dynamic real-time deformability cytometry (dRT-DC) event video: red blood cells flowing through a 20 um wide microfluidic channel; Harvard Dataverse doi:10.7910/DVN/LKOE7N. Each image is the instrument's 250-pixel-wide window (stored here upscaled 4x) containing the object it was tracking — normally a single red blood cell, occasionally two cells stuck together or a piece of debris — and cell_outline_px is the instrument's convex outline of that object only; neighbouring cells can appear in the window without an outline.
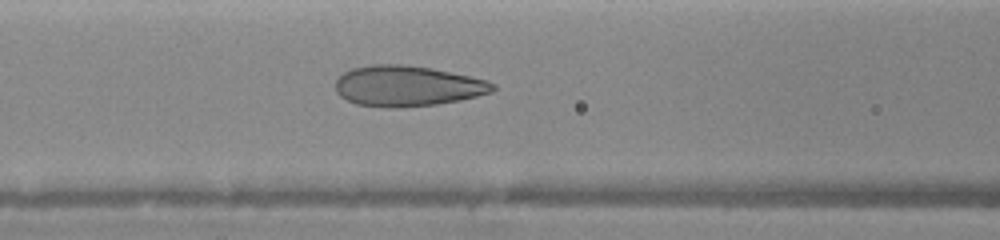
{"species": "human", "species_latin": "Homo sapiens", "temperature_condition": "warm", "stored_images_in_passage": 12, "camera_frame_rate_fps": 3000, "um_per_image_px": 0.085, "donor": {"sex": "female"}, "frame": {"image": 1, "passage_image": 12, "time_ms": 5.667, "image_size_px": [1000, 240], "cell_outline_px": [[496, 88], [492, 92], [460, 100], [436, 104], [396, 108], [388, 108], [356, 104], [340, 96], [336, 92], [336, 80], [344, 72], [352, 68], [372, 64], [400, 64], [432, 68], [488, 80], [496, 84]], "centroid_in_image_um": [34.63, 7.31], "position_along_channel_um": 132.0, "area_um2": 37.28}}